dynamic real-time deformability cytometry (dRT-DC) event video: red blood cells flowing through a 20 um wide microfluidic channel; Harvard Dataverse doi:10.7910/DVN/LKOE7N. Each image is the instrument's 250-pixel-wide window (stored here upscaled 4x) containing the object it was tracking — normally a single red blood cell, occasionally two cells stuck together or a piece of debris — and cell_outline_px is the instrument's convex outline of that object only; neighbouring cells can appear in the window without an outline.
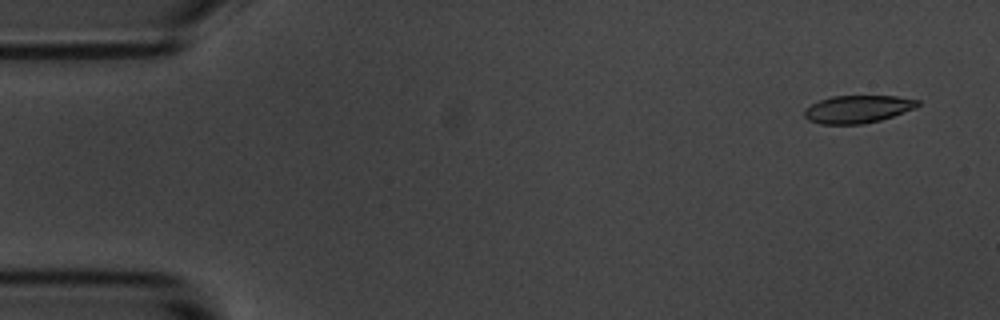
{"species": "common noctule bat (a hibernating species)", "species_latin": "Nyctalus noctula", "temperature_condition": "room temperature", "stored_images_in_passage": 6, "segment_of_instrument_passage": [1, 2], "camera_frame_rate_fps": 3000, "um_per_image_px": 0.085, "animal": {"sex": "male", "body_mass_g": 20.1, "forearm_length_mm": 53.5}, "frame": {"image": 1, "passage_image": 1, "time_ms": 0.0, "image_size_px": [1000, 320], "cell_outline_px": [[920, 104], [916, 108], [880, 120], [864, 124], [820, 124], [808, 120], [804, 116], [804, 108], [820, 100], [832, 96], [896, 96], [920, 100]], "centroid_in_image_um": [72.9, 9.28], "position_along_channel_um": 12.1, "area_um2": 18.32}}
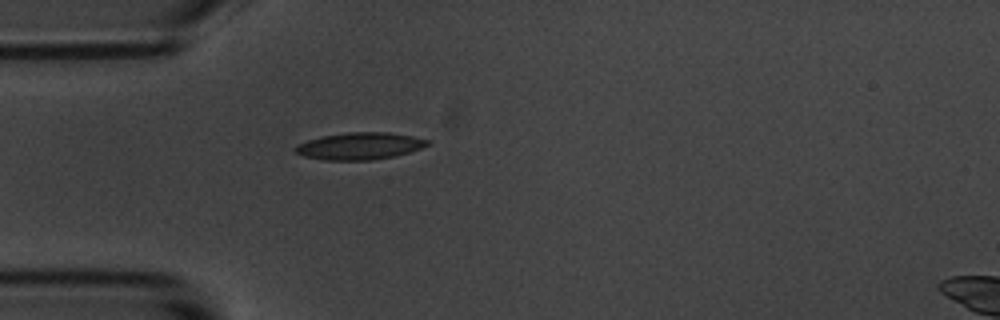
{"frame": {"image": 2, "passage_image": 5, "time_ms": 4.333, "image_size_px": [1000, 320], "cell_outline_px": [[428, 144], [420, 148], [396, 156], [372, 160], [324, 160], [304, 156], [296, 152], [292, 148], [296, 144], [320, 136], [348, 132], [388, 132], [412, 136], [428, 140]], "centroid_in_image_um": [30.52, 12.41], "position_along_channel_um": 54.5, "area_um2": 20.81}}